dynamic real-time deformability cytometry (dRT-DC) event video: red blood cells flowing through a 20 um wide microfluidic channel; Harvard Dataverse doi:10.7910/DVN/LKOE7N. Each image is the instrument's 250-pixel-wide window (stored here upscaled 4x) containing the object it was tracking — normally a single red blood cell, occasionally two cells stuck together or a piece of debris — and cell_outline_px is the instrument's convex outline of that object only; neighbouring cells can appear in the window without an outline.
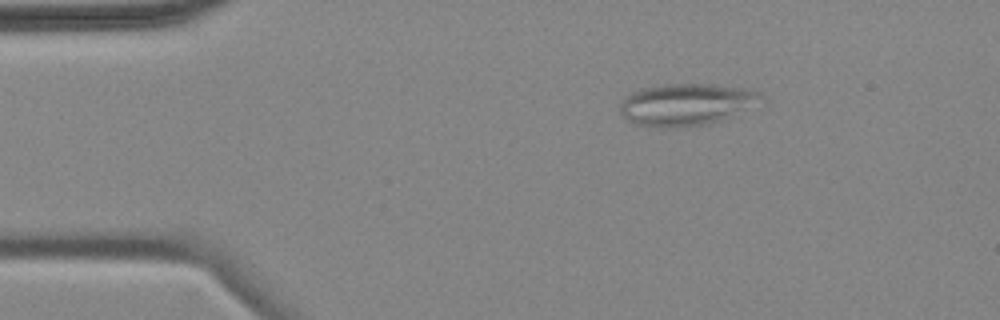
{"species": "common noctule bat (a hibernating species)", "species_latin": "Nyctalus noctula", "temperature_condition": "cold", "stored_images_in_passage": 4, "camera_frame_rate_fps": 3000, "um_per_image_px": 0.085, "animal": {"sex": "female", "body_mass_g": 18.4}, "frame": {"image": 1, "passage_image": 4, "time_ms": 5.0, "image_size_px": [1000, 320], "cell_outline_px": [[760, 100], [720, 120], [704, 124], [676, 128], [660, 128], [636, 124], [628, 120], [620, 112], [620, 104], [632, 92], [640, 88], [664, 84], [712, 84], [752, 88], [760, 92]], "centroid_in_image_um": [58.27, 8.86], "position_along_channel_um": 26.7, "area_um2": 33.99}}